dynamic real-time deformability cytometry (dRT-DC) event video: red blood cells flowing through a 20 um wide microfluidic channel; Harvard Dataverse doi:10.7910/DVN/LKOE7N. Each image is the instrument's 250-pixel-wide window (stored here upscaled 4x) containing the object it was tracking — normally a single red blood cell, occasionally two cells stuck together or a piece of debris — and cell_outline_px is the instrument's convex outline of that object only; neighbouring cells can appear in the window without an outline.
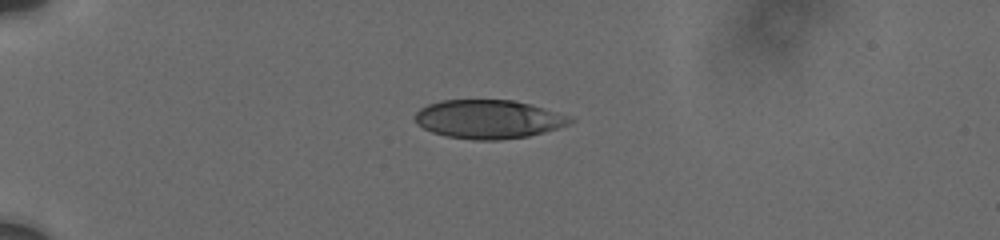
{"species": "human", "species_latin": "Homo sapiens", "temperature_condition": "cold", "stored_images_in_passage": 9, "camera_frame_rate_fps": 3000, "um_per_image_px": 0.085, "donor": {"sex": "male"}, "frame": {"image": 1, "passage_image": 1, "time_ms": 0.0, "image_size_px": [1000, 240], "cell_outline_px": [[576, 120], [568, 124], [544, 132], [528, 136], [500, 140], [472, 140], [448, 136], [432, 132], [416, 124], [416, 112], [420, 108], [428, 104], [440, 100], [512, 100], [532, 104], [572, 116]], "centroid_in_image_um": [41.55, 10.13], "position_along_channel_um": 43.5, "area_um2": 35.08}}